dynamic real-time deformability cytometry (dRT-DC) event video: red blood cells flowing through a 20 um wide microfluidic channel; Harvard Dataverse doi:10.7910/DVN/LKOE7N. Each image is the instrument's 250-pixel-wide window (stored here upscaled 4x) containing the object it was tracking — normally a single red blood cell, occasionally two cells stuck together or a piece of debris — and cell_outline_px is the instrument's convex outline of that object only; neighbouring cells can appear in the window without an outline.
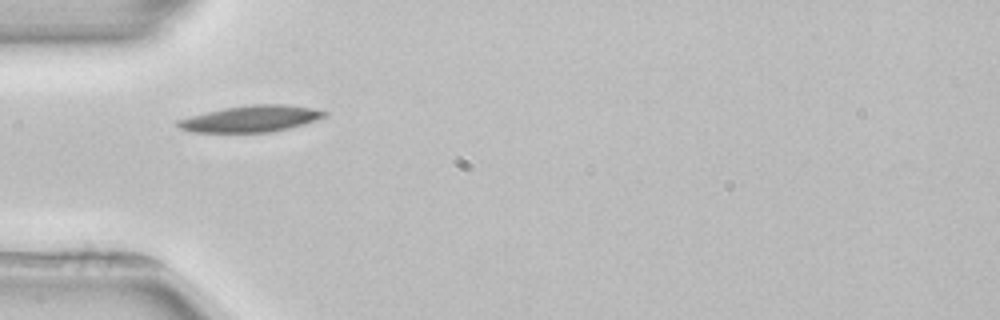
{"species": "common noctule bat (a hibernating species)", "species_latin": "Nyctalus noctula", "temperature_condition": "room temperature", "stored_images_in_passage": 2, "camera_frame_rate_fps": 3000, "um_per_image_px": 0.085, "animal": {"sex": "female", "body_mass_g": 22.7, "forearm_length_mm": 54.2}, "frame": {"image": 1, "passage_image": 1, "time_ms": 0.0, "image_size_px": [1000, 320], "cell_outline_px": [[328, 116], [304, 124], [288, 128], [268, 132], [192, 132], [180, 128], [176, 124], [176, 120], [224, 108], [252, 104], [284, 104], [312, 108], [328, 112]], "centroid_in_image_um": [21.36, 10.09], "position_along_channel_um": 63.6, "area_um2": 22.37}}